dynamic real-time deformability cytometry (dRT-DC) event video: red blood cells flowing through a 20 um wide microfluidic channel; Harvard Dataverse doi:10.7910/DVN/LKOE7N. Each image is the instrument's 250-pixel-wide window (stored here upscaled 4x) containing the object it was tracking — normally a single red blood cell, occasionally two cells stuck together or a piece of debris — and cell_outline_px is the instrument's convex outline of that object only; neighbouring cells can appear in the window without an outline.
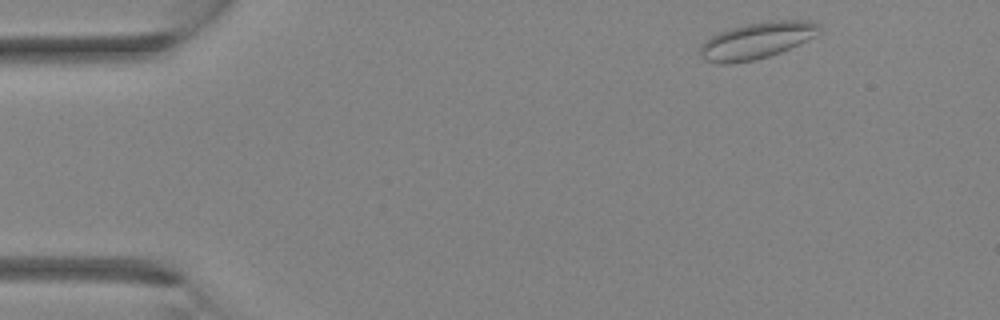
{"species": "Egyptian fruit bat (a non-hibernating species)", "species_latin": "Rousettus aegyptiacus", "temperature_condition": "room temperature", "stored_images_in_passage": 2, "camera_frame_rate_fps": 3000, "um_per_image_px": 0.085, "animal": {"sex": "female"}, "frame": {"image": 1, "passage_image": 1, "time_ms": 0.0, "image_size_px": [1000, 320], "cell_outline_px": [[820, 32], [816, 36], [780, 52], [768, 56], [752, 60], [732, 64], [720, 64], [704, 60], [700, 56], [700, 44], [704, 40], [720, 32], [732, 28], [748, 24], [768, 20], [808, 20], [820, 24]], "centroid_in_image_um": [64.32, 3.44], "position_along_channel_um": 20.7, "area_um2": 25.32}}